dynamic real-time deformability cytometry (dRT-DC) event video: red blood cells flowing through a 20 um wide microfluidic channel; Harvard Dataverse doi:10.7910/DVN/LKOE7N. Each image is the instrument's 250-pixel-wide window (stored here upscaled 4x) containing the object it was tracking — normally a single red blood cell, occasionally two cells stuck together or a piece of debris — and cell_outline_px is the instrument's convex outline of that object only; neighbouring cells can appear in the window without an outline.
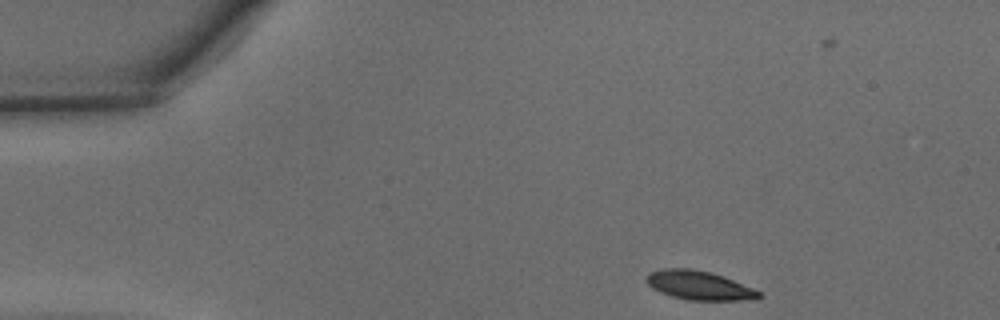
{"species": "common noctule bat (a hibernating species)", "species_latin": "Nyctalus noctula", "temperature_condition": "warm", "stored_images_in_passage": 31, "camera_frame_rate_fps": 3000, "um_per_image_px": 0.085, "animal": {"sex": "male", "body_mass_g": 15.6}, "frame": {"image": 1, "passage_image": 1, "time_ms": 0.0, "image_size_px": [1000, 320], "cell_outline_px": [[764, 296], [740, 300], [688, 300], [672, 296], [660, 292], [652, 288], [644, 280], [648, 272], [664, 268], [692, 268], [712, 272], [752, 288], [760, 292]], "centroid_in_image_um": [59.35, 24.24], "position_along_channel_um": 25.7, "area_um2": 18.9}}
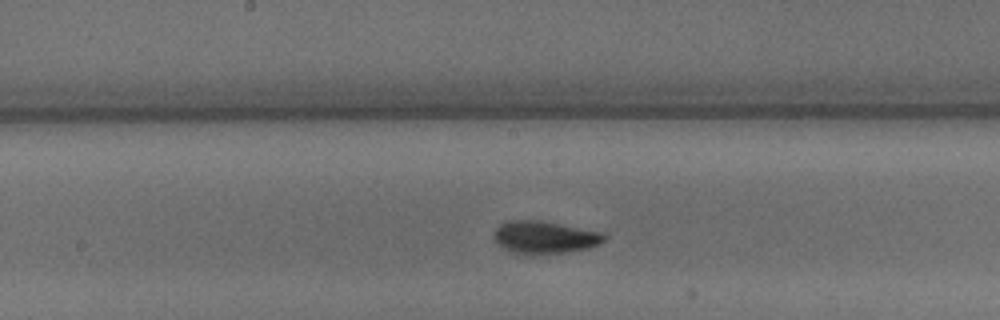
{"frame": {"image": 2, "passage_image": 18, "time_ms": 5.667, "image_size_px": [1000, 320], "cell_outline_px": [[608, 236], [600, 244], [588, 248], [568, 252], [512, 252], [496, 244], [492, 236], [496, 228], [500, 224], [512, 220], [540, 220], [604, 232]], "centroid_in_image_um": [46.32, 20.13], "position_along_channel_um": 201.9, "area_um2": 20.63}}
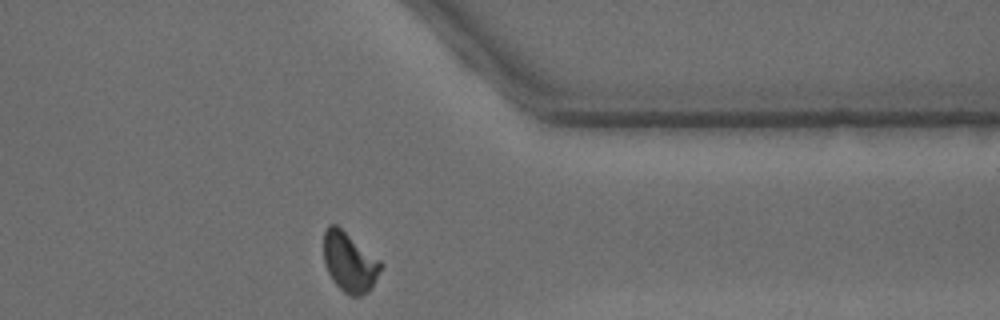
{"frame": {"image": 3, "passage_image": 31, "time_ms": 10.0, "image_size_px": [1000, 320], "cell_outline_px": [[384, 264], [368, 292], [360, 296], [348, 296], [332, 280], [324, 264], [324, 232], [328, 224], [336, 224], [380, 260]], "centroid_in_image_um": [29.7, 22.28], "position_along_channel_um": 381.7, "area_um2": 19.77}, "authors_computed_cell_mechanics": {"area_um2": 19.941, "velocity_mm_per_s": 4.3547, "shape_relaxation_time_tau1_ms": 2.4096, "shape_relaxation_time_tau2_ms": 1.9424, "deformation_change_tau1": 0.1176, "deformation_change_tau2": 0.0653}}